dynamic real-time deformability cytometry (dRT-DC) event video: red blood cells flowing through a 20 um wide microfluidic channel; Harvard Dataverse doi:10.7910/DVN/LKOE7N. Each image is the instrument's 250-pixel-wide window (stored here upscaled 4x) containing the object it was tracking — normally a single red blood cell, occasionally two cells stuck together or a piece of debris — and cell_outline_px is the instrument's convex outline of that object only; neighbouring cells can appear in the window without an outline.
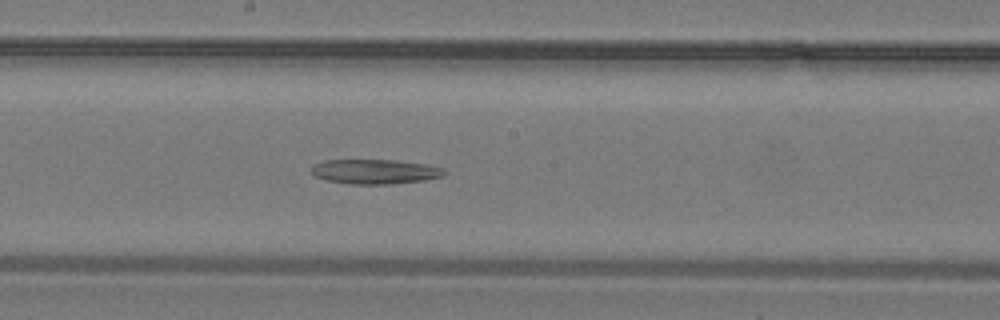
{"species": "common noctule bat (a hibernating species)", "species_latin": "Nyctalus noctula", "temperature_condition": "warm", "stored_images_in_passage": 21, "camera_frame_rate_fps": 3000, "um_per_image_px": 0.085, "animal": {"sex": "male", "body_mass_g": 19.2, "forearm_length_mm": 51.8}, "frame": {"image": 1, "passage_image": 15, "time_ms": 4.667, "image_size_px": [1000, 320], "cell_outline_px": [[448, 172], [444, 176], [424, 180], [388, 184], [352, 184], [324, 180], [312, 176], [312, 164], [324, 160], [396, 160], [424, 164], [444, 168]], "centroid_in_image_um": [31.85, 14.58], "position_along_channel_um": 216.3, "area_um2": 19.25}}
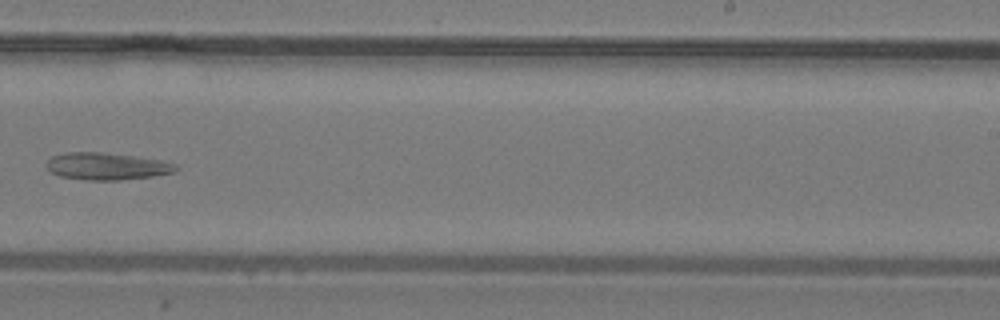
{"frame": {"image": 2, "passage_image": 18, "time_ms": 5.667, "image_size_px": [1000, 320], "cell_outline_px": [[180, 168], [176, 172], [152, 176], [120, 180], [84, 180], [60, 176], [52, 172], [44, 164], [52, 156], [68, 152], [100, 152], [132, 156], [160, 160], [176, 164]], "centroid_in_image_um": [9.08, 14.14], "position_along_channel_um": 279.9, "area_um2": 20.4}}